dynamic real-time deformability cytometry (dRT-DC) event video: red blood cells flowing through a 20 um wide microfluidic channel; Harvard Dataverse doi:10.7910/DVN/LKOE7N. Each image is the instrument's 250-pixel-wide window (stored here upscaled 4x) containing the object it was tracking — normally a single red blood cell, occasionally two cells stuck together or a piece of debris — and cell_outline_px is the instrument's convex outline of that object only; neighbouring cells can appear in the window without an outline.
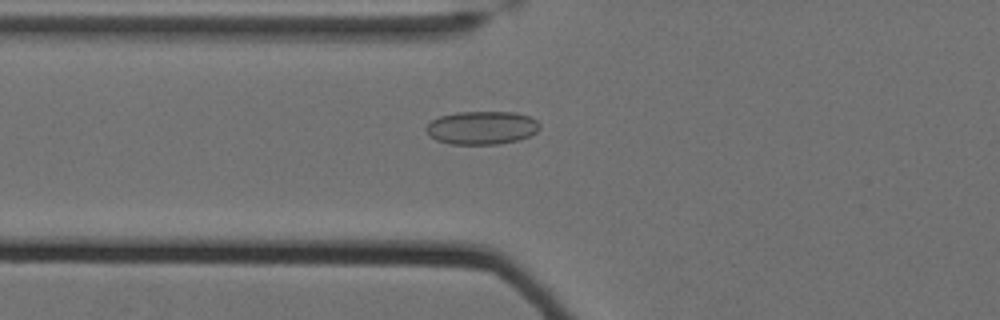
{"species": "Egyptian fruit bat (a non-hibernating species)", "species_latin": "Rousettus aegyptiacus", "temperature_condition": "cold", "stored_images_in_passage": 40, "camera_frame_rate_fps": 3000, "um_per_image_px": 0.085, "animal": {"sex": "female"}, "frame": {"image": 1, "passage_image": 5, "time_ms": 1.333, "image_size_px": [1000, 320], "cell_outline_px": [[540, 128], [536, 132], [528, 136], [516, 140], [500, 144], [448, 144], [436, 140], [428, 136], [424, 128], [432, 120], [440, 116], [456, 112], [512, 112], [528, 116], [536, 120], [540, 124]], "centroid_in_image_um": [40.91, 10.86], "position_along_channel_um": 84.9, "area_um2": 22.08}}
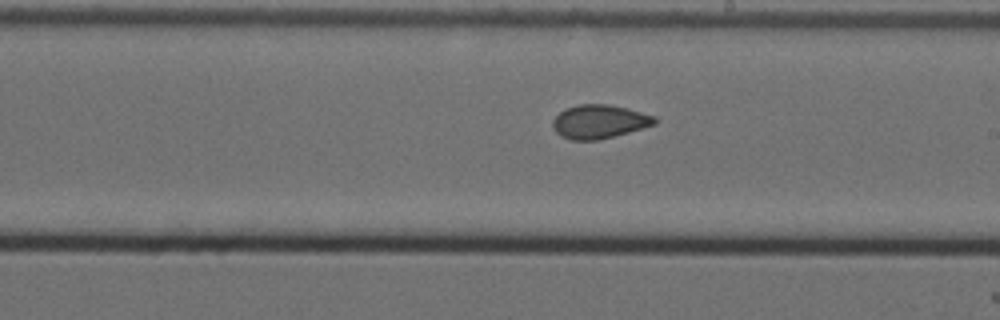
{"frame": {"image": 2, "passage_image": 18, "time_ms": 5.667, "image_size_px": [1000, 320], "cell_outline_px": [[656, 124], [628, 132], [596, 140], [572, 140], [560, 136], [556, 132], [552, 124], [552, 120], [560, 112], [568, 108], [580, 104], [608, 104], [656, 116]], "centroid_in_image_um": [50.92, 10.34], "position_along_channel_um": 238.1, "area_um2": 19.71}}
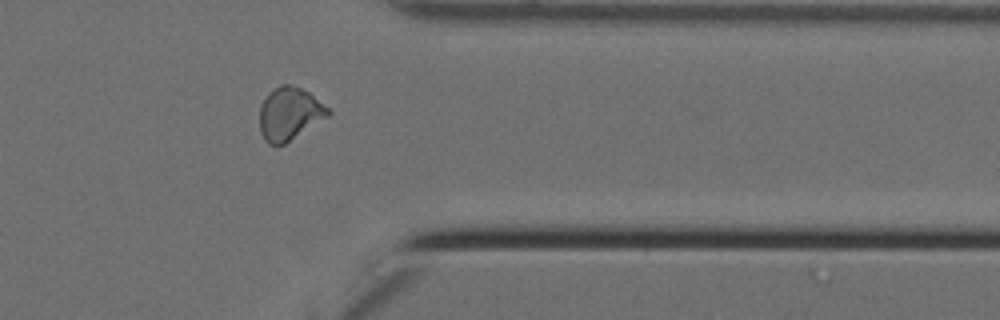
{"frame": {"image": 3, "passage_image": 31, "time_ms": 10.0, "image_size_px": [1000, 320], "cell_outline_px": [[332, 112], [328, 116], [284, 144], [268, 144], [264, 140], [260, 132], [260, 104], [268, 92], [280, 84], [292, 84], [308, 92], [328, 108]], "centroid_in_image_um": [24.57, 9.65], "position_along_channel_um": 386.8, "area_um2": 20.92}, "authors_computed_cell_mechanics": {"area_um2": 20.0277, "velocity_mm_per_s": 3.5031, "shape_relaxation_time_tau1_ms": null, "shape_relaxation_time_tau2_ms": 1.405, "deformation_change_tau1": null, "deformation_change_tau2": 0.0647}}